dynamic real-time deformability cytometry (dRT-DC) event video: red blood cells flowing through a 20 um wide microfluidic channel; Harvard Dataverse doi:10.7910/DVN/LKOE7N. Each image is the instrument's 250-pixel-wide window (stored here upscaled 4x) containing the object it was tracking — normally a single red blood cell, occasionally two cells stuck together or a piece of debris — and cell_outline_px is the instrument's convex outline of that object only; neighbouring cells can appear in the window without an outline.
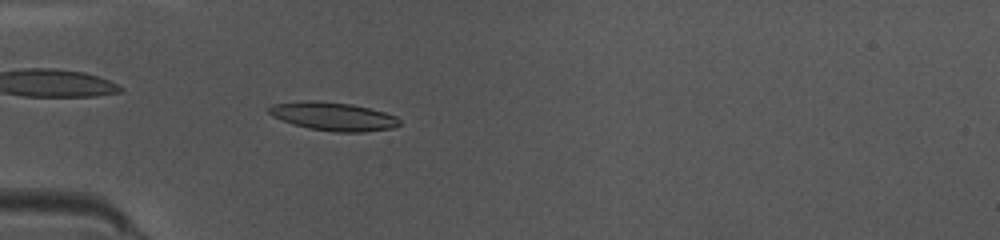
{"species": "common noctule bat (a hibernating species)", "species_latin": "Nyctalus noctula", "temperature_condition": "warm", "stored_images_in_passage": 36, "camera_frame_rate_fps": 3000, "um_per_image_px": 0.085, "animal": {"sex": "female", "body_mass_g": 10.0, "forearm_length_mm": 53.1}, "frame": {"image": 1, "passage_image": 2, "time_ms": 0.333, "image_size_px": [1000, 240], "cell_outline_px": [[400, 124], [392, 128], [364, 132], [336, 132], [308, 128], [292, 124], [272, 116], [268, 112], [268, 108], [272, 104], [308, 100], [312, 100], [352, 104], [384, 112], [396, 116], [400, 120]], "centroid_in_image_um": [28.31, 9.89], "position_along_channel_um": 56.7, "area_um2": 21.56}}
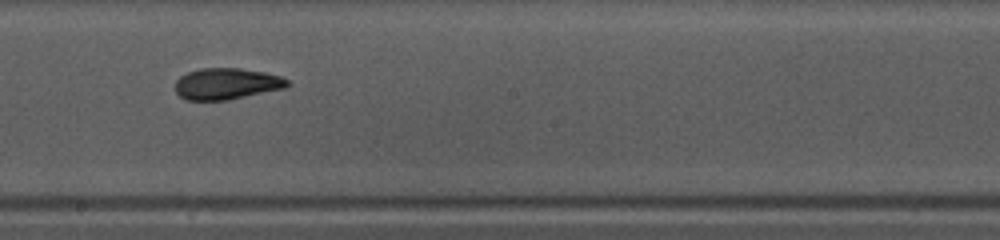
{"frame": {"image": 2, "passage_image": 15, "time_ms": 4.667, "image_size_px": [1000, 240], "cell_outline_px": [[288, 84], [284, 88], [228, 100], [184, 100], [176, 92], [176, 80], [180, 76], [188, 72], [200, 68], [240, 68], [264, 72], [280, 76], [288, 80]], "centroid_in_image_um": [19.23, 7.12], "position_along_channel_um": 229.0, "area_um2": 20.4}}
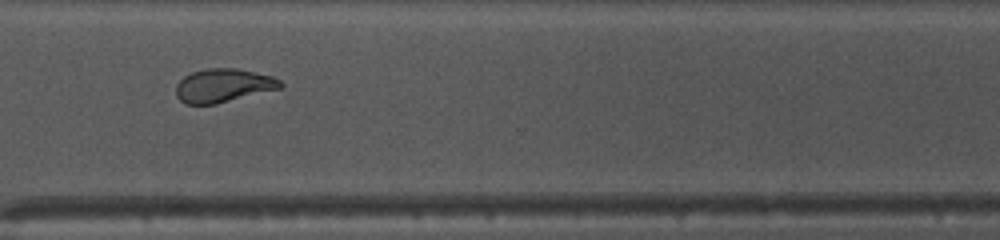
{"frame": {"image": 3, "passage_image": 24, "time_ms": 7.667, "image_size_px": [1000, 240], "cell_outline_px": [[284, 84], [280, 88], [216, 104], [188, 104], [180, 100], [176, 96], [176, 84], [184, 76], [192, 72], [208, 68], [236, 68], [272, 76], [280, 80]], "centroid_in_image_um": [18.96, 7.26], "position_along_channel_um": 351.6, "area_um2": 20.29}, "authors_computed_cell_mechanics": {"area_um2": 20.8947, "velocity_mm_per_s": 4.1033, "shape_relaxation_time_tau1_ms": 5.7039, "shape_relaxation_time_tau2_ms": 1.8601, "deformation_change_tau1": 0.1844, "deformation_change_tau2": 0.0792}}